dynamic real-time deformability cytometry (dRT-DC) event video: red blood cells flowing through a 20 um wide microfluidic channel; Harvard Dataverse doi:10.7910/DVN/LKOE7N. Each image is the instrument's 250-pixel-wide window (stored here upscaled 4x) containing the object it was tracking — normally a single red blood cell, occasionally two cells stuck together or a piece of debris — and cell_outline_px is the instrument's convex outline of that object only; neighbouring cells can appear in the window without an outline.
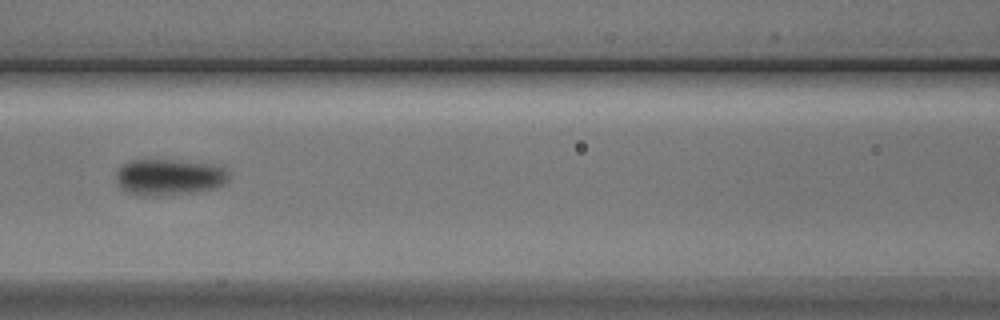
{"species": "Egyptian fruit bat (a non-hibernating species)", "species_latin": "Rousettus aegyptiacus", "temperature_condition": "cold", "stored_images_in_passage": 9, "camera_frame_rate_fps": 3000, "um_per_image_px": 0.085, "animal": {"sex": "male"}, "frame": {"image": 1, "passage_image": 6, "time_ms": 6.667, "image_size_px": [1000, 320], "cell_outline_px": [[228, 180], [224, 184], [216, 188], [192, 192], [156, 196], [152, 196], [128, 192], [116, 180], [116, 172], [124, 164], [132, 160], [172, 160], [224, 164], [228, 172]], "centroid_in_image_um": [14.47, 15.03], "position_along_channel_um": 152.1, "area_um2": 23.81}}
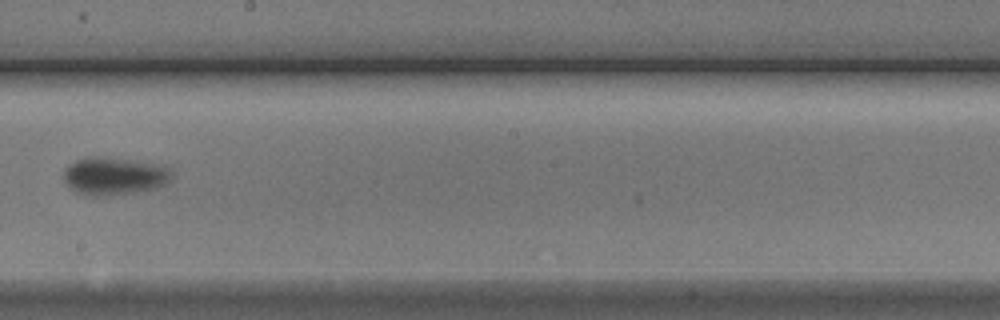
{"frame": {"image": 2, "passage_image": 8, "time_ms": 9.0, "image_size_px": [1000, 320], "cell_outline_px": [[172, 176], [164, 184], [156, 188], [132, 192], [104, 196], [84, 196], [76, 192], [64, 180], [64, 172], [76, 160], [92, 156], [100, 156], [128, 160], [152, 164], [168, 168], [172, 172]], "centroid_in_image_um": [9.67, 14.98], "position_along_channel_um": 238.5, "area_um2": 23.18}}
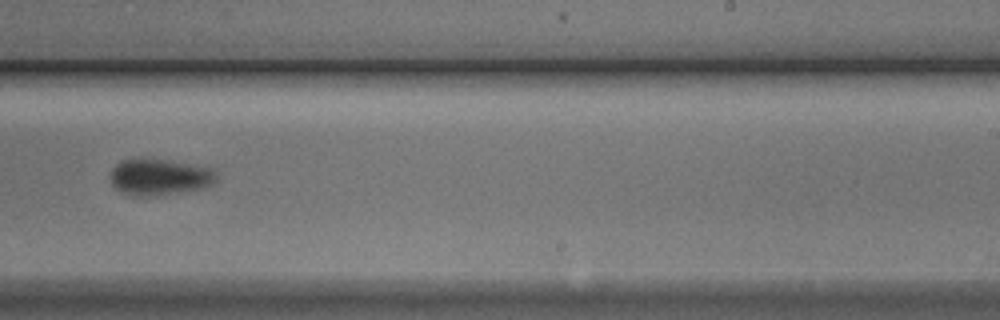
{"frame": {"image": 3, "passage_image": 9, "time_ms": 10.0, "image_size_px": [1000, 320], "cell_outline_px": [[216, 180], [212, 184], [200, 188], [180, 192], [152, 196], [128, 196], [120, 192], [112, 184], [108, 176], [112, 168], [116, 164], [124, 160], [168, 160], [208, 168], [216, 176]], "centroid_in_image_um": [13.46, 15.08], "position_along_channel_um": 275.5, "area_um2": 22.02}}